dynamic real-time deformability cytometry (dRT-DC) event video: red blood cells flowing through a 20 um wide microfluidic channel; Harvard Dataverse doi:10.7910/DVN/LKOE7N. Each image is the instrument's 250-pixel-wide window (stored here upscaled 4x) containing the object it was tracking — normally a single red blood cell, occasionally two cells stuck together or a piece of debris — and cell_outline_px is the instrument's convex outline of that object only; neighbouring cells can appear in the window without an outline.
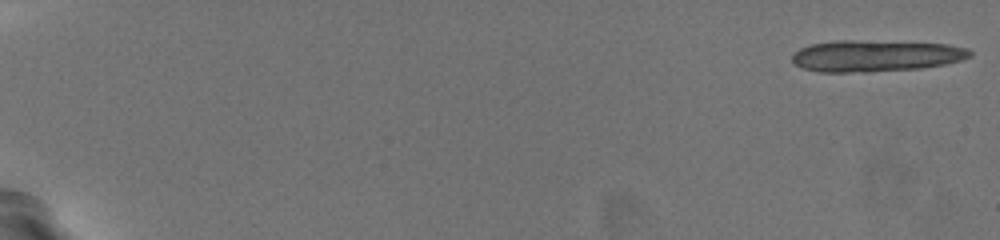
{"species": "common noctule bat (a hibernating species)", "species_latin": "Nyctalus noctula", "temperature_condition": "warm", "stored_images_in_passage": 22, "camera_frame_rate_fps": 3000, "um_per_image_px": 0.085, "animal": {"sex": "female", "body_mass_g": 19.5, "forearm_length_mm": 54.1}, "frame": {"image": 1, "passage_image": 1, "time_ms": 0.0, "image_size_px": [1000, 240], "cell_outline_px": [[972, 52], [968, 56], [960, 60], [944, 64], [920, 68], [864, 72], [820, 72], [804, 68], [796, 64], [792, 60], [792, 56], [800, 48], [812, 44], [844, 40], [944, 44], [964, 48]], "centroid_in_image_um": [74.38, 4.76], "position_along_channel_um": 10.6, "area_um2": 31.85}}